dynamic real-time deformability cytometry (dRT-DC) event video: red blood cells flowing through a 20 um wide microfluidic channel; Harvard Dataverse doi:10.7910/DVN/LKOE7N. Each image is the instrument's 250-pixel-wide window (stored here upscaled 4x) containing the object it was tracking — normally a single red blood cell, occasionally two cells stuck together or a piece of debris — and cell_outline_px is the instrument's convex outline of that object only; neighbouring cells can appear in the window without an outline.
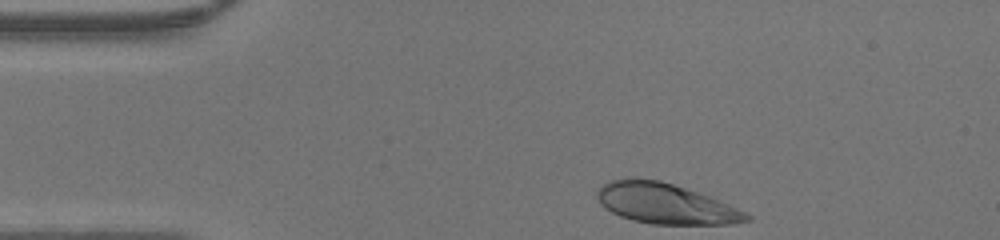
{"species": "human", "species_latin": "Homo sapiens", "temperature_condition": "warm", "stored_images_in_passage": 30, "camera_frame_rate_fps": 3000, "um_per_image_px": 0.085, "donor": {"sex": "male"}, "frame": {"image": 1, "passage_image": 1, "time_ms": 0.0, "image_size_px": [1000, 240], "cell_outline_px": [[752, 220], [732, 224], [652, 224], [632, 220], [620, 216], [604, 208], [600, 204], [596, 196], [596, 188], [608, 180], [660, 180], [708, 196], [728, 204], [752, 216]], "centroid_in_image_um": [56.53, 17.33], "position_along_channel_um": 28.5, "area_um2": 34.68}}
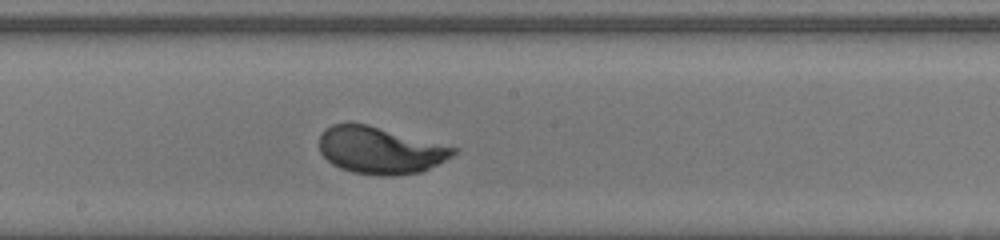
{"frame": {"image": 2, "passage_image": 18, "time_ms": 5.667, "image_size_px": [1000, 240], "cell_outline_px": [[460, 148], [452, 156], [420, 172], [392, 176], [384, 176], [352, 172], [340, 168], [332, 164], [320, 152], [320, 136], [324, 128], [332, 124], [368, 124]], "centroid_in_image_um": [32.31, 12.77], "position_along_channel_um": 215.9, "area_um2": 36.59}}
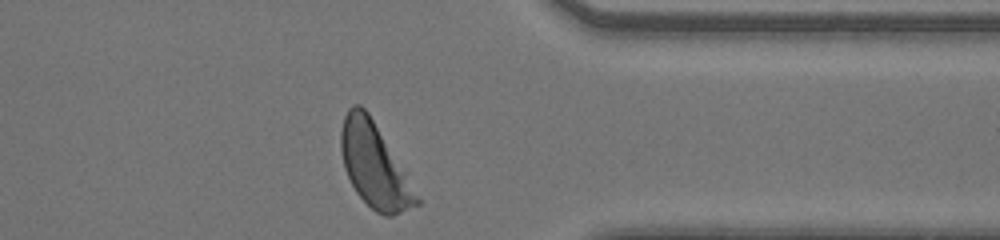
{"frame": {"image": 3, "passage_image": 30, "time_ms": 9.667, "image_size_px": [1000, 240], "cell_outline_px": [[420, 204], [392, 216], [384, 216], [376, 212], [356, 192], [344, 168], [340, 152], [340, 132], [344, 116], [348, 108], [352, 104], [360, 104], [368, 112], [420, 200]], "centroid_in_image_um": [31.76, 14.05], "position_along_channel_um": 379.6, "area_um2": 36.01}}